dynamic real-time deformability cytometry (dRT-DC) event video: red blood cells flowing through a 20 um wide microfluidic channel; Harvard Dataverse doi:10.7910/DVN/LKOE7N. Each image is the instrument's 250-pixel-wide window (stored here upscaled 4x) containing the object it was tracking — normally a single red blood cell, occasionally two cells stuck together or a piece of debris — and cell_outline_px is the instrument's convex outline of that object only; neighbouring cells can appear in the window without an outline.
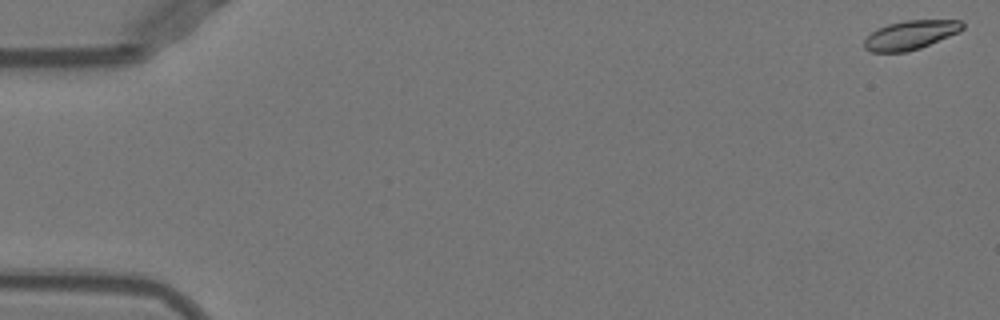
{"species": "Egyptian fruit bat (a non-hibernating species)", "species_latin": "Rousettus aegyptiacus", "temperature_condition": "warm", "stored_images_in_passage": 52, "camera_frame_rate_fps": 3000, "um_per_image_px": 0.085, "animal": {"sex": "female"}, "frame": {"image": 1, "passage_image": 1, "time_ms": 0.0, "image_size_px": [1000, 320], "cell_outline_px": [[964, 28], [960, 32], [920, 48], [904, 52], [872, 52], [864, 48], [864, 40], [876, 28], [888, 24], [908, 20], [960, 20], [964, 24]], "centroid_in_image_um": [77.4, 2.97], "position_along_channel_um": 7.6, "area_um2": 16.59}}
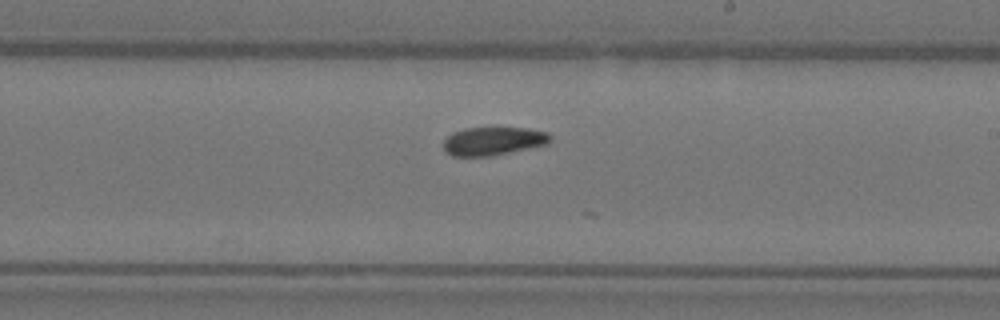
{"frame": {"image": 2, "passage_image": 31, "time_ms": 10.0, "image_size_px": [1000, 320], "cell_outline_px": [[552, 140], [544, 144], [508, 152], [488, 156], [452, 156], [444, 152], [444, 140], [452, 132], [464, 128], [492, 124], [496, 124], [528, 128], [548, 132], [552, 136]], "centroid_in_image_um": [41.9, 11.91], "position_along_channel_um": 247.1, "area_um2": 18.44}}
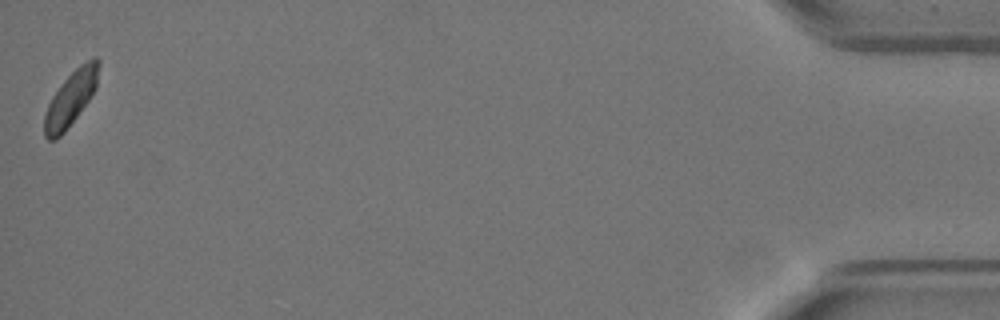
{"frame": {"image": 3, "passage_image": 52, "time_ms": 17.0, "image_size_px": [1000, 320], "cell_outline_px": [[100, 64], [96, 88], [88, 100], [64, 132], [56, 140], [48, 140], [44, 136], [44, 116], [48, 104], [52, 96], [64, 80], [80, 64], [92, 56], [96, 56], [100, 60]], "centroid_in_image_um": [6.02, 8.33], "position_along_channel_um": 429.2, "area_um2": 17.17}, "authors_computed_cell_mechanics": {"area_um2": 17.7735, "velocity_mm_per_s": 3.9336, "shape_relaxation_time_tau1_ms": 5.9755, "shape_relaxation_time_tau2_ms": null, "deformation_change_tau1": 0.1408, "deformation_change_tau2": null}}